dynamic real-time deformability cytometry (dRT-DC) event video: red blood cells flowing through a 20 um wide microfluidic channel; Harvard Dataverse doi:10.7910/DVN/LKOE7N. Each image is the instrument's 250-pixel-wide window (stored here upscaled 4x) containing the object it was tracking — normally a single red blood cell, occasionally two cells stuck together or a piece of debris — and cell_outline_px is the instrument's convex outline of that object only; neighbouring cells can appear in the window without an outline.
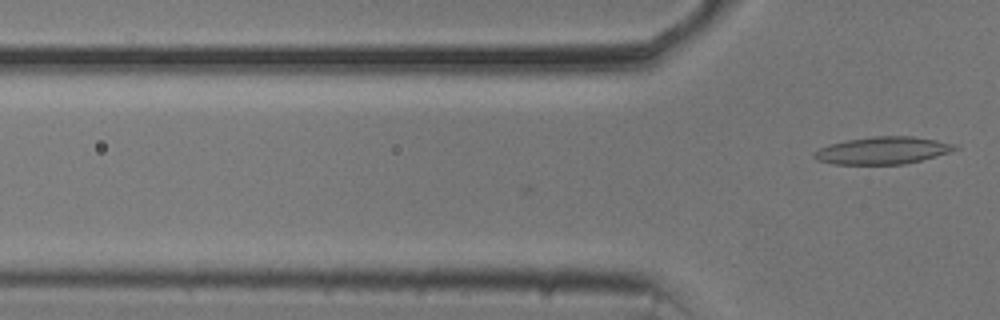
{"species": "common noctule bat (a hibernating species)", "species_latin": "Nyctalus noctula", "temperature_condition": "cold", "stored_images_in_passage": 4, "camera_frame_rate_fps": 3000, "um_per_image_px": 0.085, "animal": {"sex": "male", "body_mass_g": 20.5, "forearm_length_mm": 52.5}, "frame": {"image": 1, "passage_image": 4, "time_ms": 1.0, "image_size_px": [1000, 320], "cell_outline_px": [[960, 148], [936, 156], [904, 164], [832, 164], [816, 160], [812, 156], [812, 152], [828, 144], [844, 140], [872, 136], [912, 136], [936, 140], [956, 144]], "centroid_in_image_um": [74.98, 12.78], "position_along_channel_um": 50.8, "area_um2": 22.54}}